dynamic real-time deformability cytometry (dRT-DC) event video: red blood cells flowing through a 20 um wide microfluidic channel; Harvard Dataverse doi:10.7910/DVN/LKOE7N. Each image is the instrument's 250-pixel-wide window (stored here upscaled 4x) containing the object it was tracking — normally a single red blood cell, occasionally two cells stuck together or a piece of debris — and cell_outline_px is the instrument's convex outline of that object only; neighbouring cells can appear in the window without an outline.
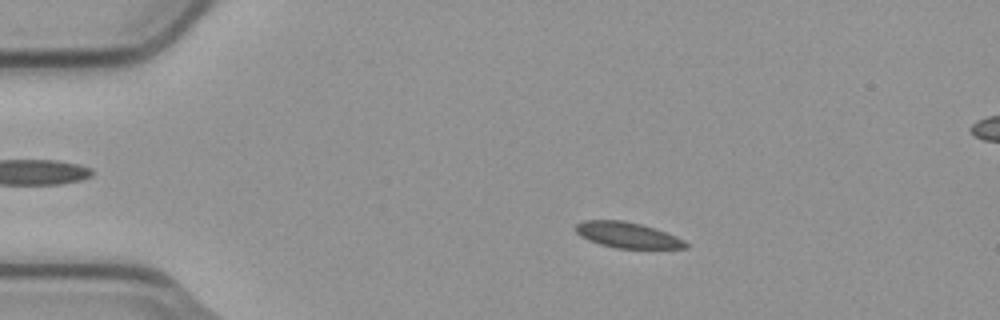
{"species": "common noctule bat (a hibernating species)", "species_latin": "Nyctalus noctula", "temperature_condition": "cold", "stored_images_in_passage": 5, "camera_frame_rate_fps": 3000, "um_per_image_px": 0.085, "animal": {"sex": "male", "body_mass_g": 23.1, "forearm_length_mm": 52.7}, "frame": {"image": 1, "passage_image": 3, "time_ms": 0.667, "image_size_px": [1000, 320], "cell_outline_px": [[688, 248], [616, 248], [600, 244], [588, 240], [580, 236], [576, 232], [576, 224], [584, 220], [624, 220], [656, 228], [676, 236], [684, 240], [688, 244]], "centroid_in_image_um": [53.33, 19.97], "position_along_channel_um": 31.7, "area_um2": 16.47}}